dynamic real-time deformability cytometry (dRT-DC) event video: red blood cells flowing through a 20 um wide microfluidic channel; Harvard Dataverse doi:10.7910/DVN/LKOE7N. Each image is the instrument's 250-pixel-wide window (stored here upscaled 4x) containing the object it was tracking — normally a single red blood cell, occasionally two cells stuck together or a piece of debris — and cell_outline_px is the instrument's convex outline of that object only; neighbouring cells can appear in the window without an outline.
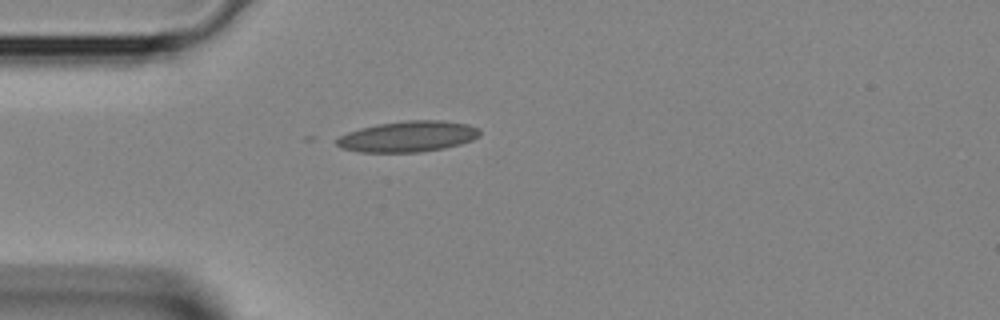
{"species": "Egyptian fruit bat (a non-hibernating species)", "species_latin": "Rousettus aegyptiacus", "temperature_condition": "room temperature", "stored_images_in_passage": 2, "camera_frame_rate_fps": 3000, "um_per_image_px": 0.085, "animal": {"sex": "female"}, "frame": {"image": 1, "passage_image": 2, "time_ms": 0.333, "image_size_px": [1000, 320], "cell_outline_px": [[480, 136], [472, 140], [460, 144], [444, 148], [420, 152], [360, 152], [340, 148], [336, 144], [336, 140], [340, 136], [348, 132], [360, 128], [380, 124], [408, 120], [444, 120], [468, 124], [480, 128]], "centroid_in_image_um": [34.7, 11.6], "position_along_channel_um": 50.3, "area_um2": 25.78}}